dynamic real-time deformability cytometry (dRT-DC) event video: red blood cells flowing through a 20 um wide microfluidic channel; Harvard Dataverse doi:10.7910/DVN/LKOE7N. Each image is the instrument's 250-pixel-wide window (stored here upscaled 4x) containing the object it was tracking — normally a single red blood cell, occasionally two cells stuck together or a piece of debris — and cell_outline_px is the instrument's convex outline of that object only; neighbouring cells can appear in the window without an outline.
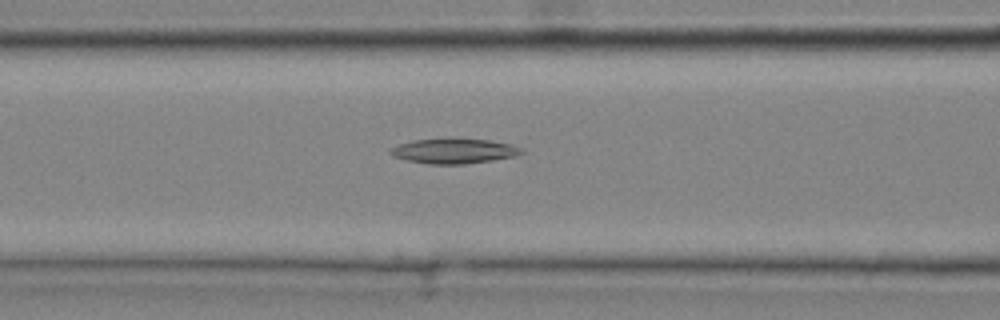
{"species": "common noctule bat (a hibernating species)", "species_latin": "Nyctalus noctula", "temperature_condition": "cold", "stored_images_in_passage": 34, "camera_frame_rate_fps": 3000, "um_per_image_px": 0.085, "animal": {"sex": "male", "body_mass_g": 20.4}, "frame": {"image": 1, "passage_image": 12, "time_ms": 3.667, "image_size_px": [1000, 320], "cell_outline_px": [[524, 152], [516, 156], [492, 160], [464, 164], [428, 164], [404, 160], [392, 156], [388, 152], [388, 148], [400, 144], [416, 140], [488, 140], [508, 144], [520, 148]], "centroid_in_image_um": [38.52, 12.87], "position_along_channel_um": 128.1, "area_um2": 18.55}}
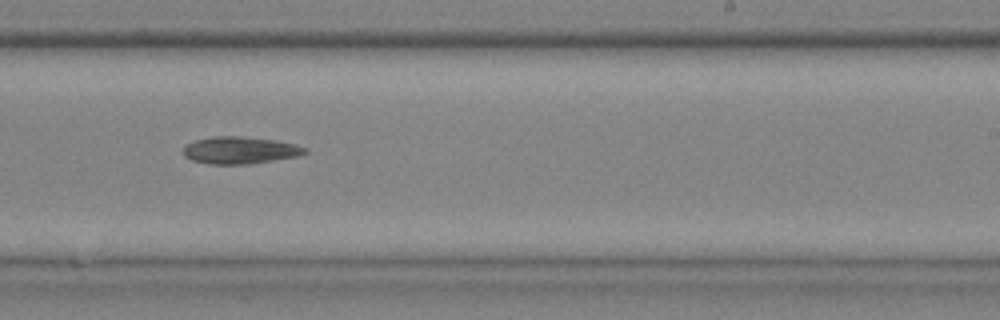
{"frame": {"image": 2, "passage_image": 21, "time_ms": 6.667, "image_size_px": [1000, 320], "cell_outline_px": [[308, 152], [300, 156], [248, 164], [208, 164], [192, 160], [184, 156], [184, 148], [188, 144], [196, 140], [216, 136], [240, 136], [276, 140], [296, 144], [308, 148]], "centroid_in_image_um": [20.46, 12.77], "position_along_channel_um": 268.5, "area_um2": 19.25}}
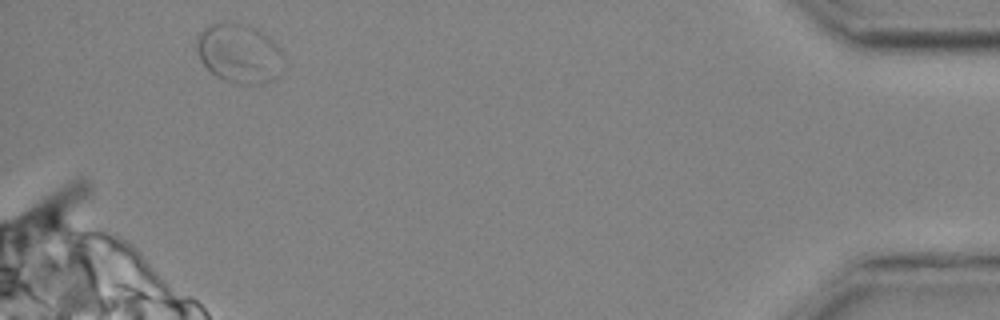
{"frame": {"image": 3, "passage_image": 34, "time_ms": 11.0, "image_size_px": [1000, 320], "cell_outline_px": [[284, 56], [268, 80], [264, 84], [240, 84], [216, 76], [200, 60], [196, 48], [196, 40], [212, 24], [232, 20], [248, 24], [268, 36], [284, 52]], "centroid_in_image_um": [20.3, 4.48], "position_along_channel_um": 414.9, "area_um2": 29.25}}